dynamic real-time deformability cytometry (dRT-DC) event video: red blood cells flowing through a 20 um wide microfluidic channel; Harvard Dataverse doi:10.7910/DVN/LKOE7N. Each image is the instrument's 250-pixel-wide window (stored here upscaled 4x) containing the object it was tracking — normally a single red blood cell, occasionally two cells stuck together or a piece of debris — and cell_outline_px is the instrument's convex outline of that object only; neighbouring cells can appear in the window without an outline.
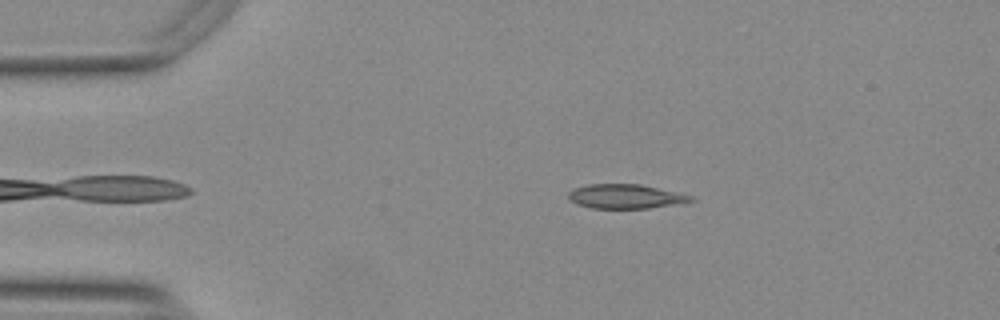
{"species": "Egyptian fruit bat (a non-hibernating species)", "species_latin": "Rousettus aegyptiacus", "temperature_condition": "warm", "stored_images_in_passage": 40, "camera_frame_rate_fps": 3000, "um_per_image_px": 0.085, "animal": {"sex": "female"}, "frame": {"image": 1, "passage_image": 4, "time_ms": 1.0, "image_size_px": [1000, 320], "cell_outline_px": [[696, 200], [684, 204], [648, 208], [592, 208], [576, 204], [568, 196], [568, 192], [572, 188], [588, 184], [640, 184], [676, 192], [692, 196]], "centroid_in_image_um": [53.2, 16.7], "position_along_channel_um": 31.8, "area_um2": 17.46}}
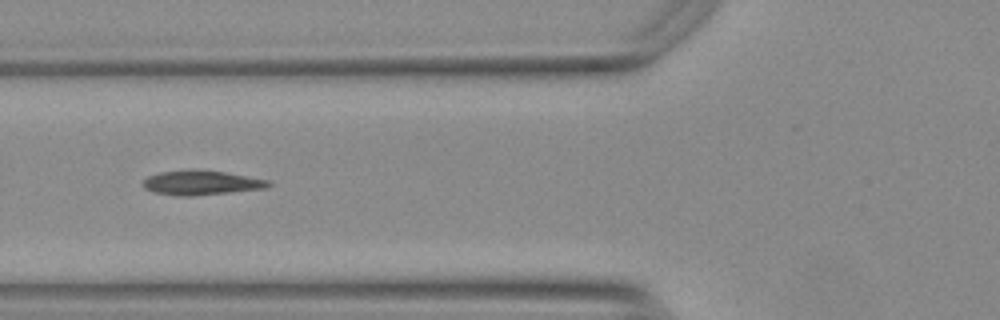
{"frame": {"image": 2, "passage_image": 14, "time_ms": 4.333, "image_size_px": [1000, 320], "cell_outline_px": [[272, 184], [264, 188], [192, 196], [176, 196], [156, 192], [144, 188], [144, 180], [148, 176], [160, 172], [224, 172], [268, 180]], "centroid_in_image_um": [17.11, 15.57], "position_along_channel_um": 108.7, "area_um2": 16.82}}
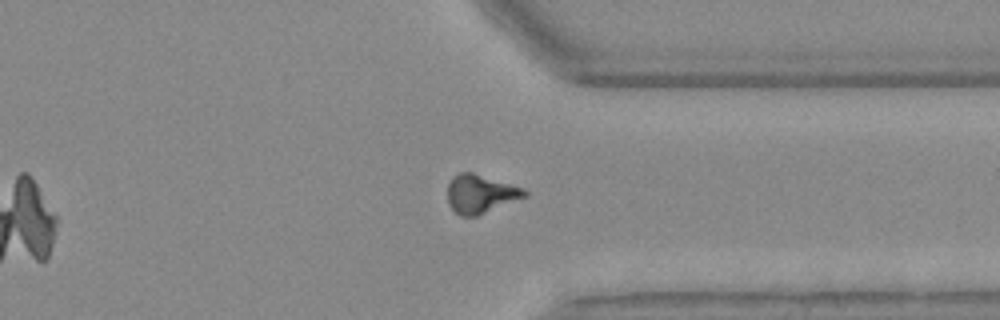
{"frame": {"image": 3, "passage_image": 35, "time_ms": 11.333, "image_size_px": [1000, 320], "cell_outline_px": [[528, 196], [476, 216], [460, 216], [448, 204], [448, 184], [452, 176], [460, 172], [472, 172], [520, 188], [528, 192]], "centroid_in_image_um": [40.8, 16.49], "position_along_channel_um": 370.6, "area_um2": 16.99}, "authors_computed_cell_mechanics": {"area_um2": 17.2822, "velocity_mm_per_s": 3.7747, "shape_relaxation_time_tau1_ms": 8.2814, "shape_relaxation_time_tau2_ms": 6.8964, "deformation_change_tau1": 0.2229, "deformation_change_tau2": 0.1094}}